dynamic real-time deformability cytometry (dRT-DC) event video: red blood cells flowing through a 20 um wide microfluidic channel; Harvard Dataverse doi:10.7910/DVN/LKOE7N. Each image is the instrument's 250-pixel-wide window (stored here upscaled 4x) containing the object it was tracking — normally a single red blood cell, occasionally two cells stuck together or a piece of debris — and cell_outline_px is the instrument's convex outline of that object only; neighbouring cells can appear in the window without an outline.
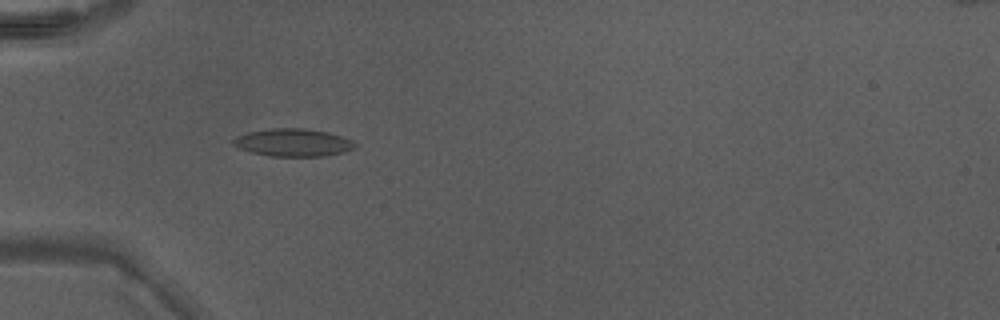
{"species": "Egyptian fruit bat (a non-hibernating species)", "species_latin": "Rousettus aegyptiacus", "temperature_condition": "warm", "stored_images_in_passage": 43, "camera_frame_rate_fps": 3000, "um_per_image_px": 0.085, "animal": {"sex": "male"}, "frame": {"image": 1, "passage_image": 11, "time_ms": 3.333, "image_size_px": [1000, 320], "cell_outline_px": [[356, 148], [344, 152], [324, 156], [268, 156], [252, 152], [240, 148], [232, 144], [232, 140], [236, 136], [248, 132], [272, 128], [304, 128], [328, 132], [352, 140], [356, 144]], "centroid_in_image_um": [24.92, 12.11], "position_along_channel_um": 60.1, "area_um2": 19.65}}
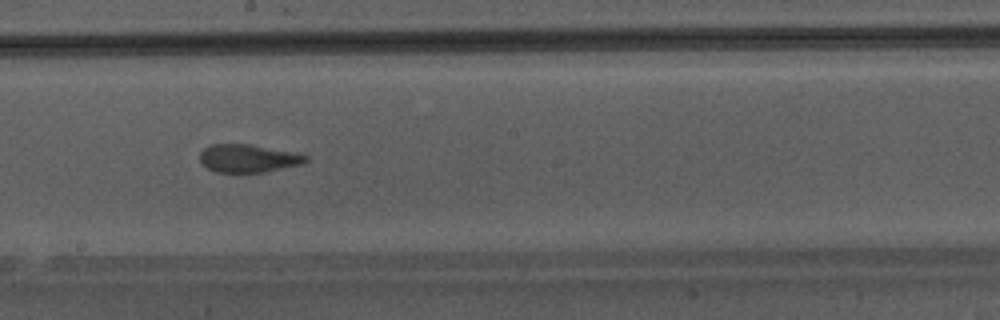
{"frame": {"image": 2, "passage_image": 23, "time_ms": 7.333, "image_size_px": [1000, 320], "cell_outline_px": [[308, 160], [300, 164], [264, 172], [216, 172], [208, 168], [200, 160], [200, 152], [208, 144], [248, 144], [292, 152], [308, 156]], "centroid_in_image_um": [21.05, 13.45], "position_along_channel_um": 227.1, "area_um2": 16.99}}
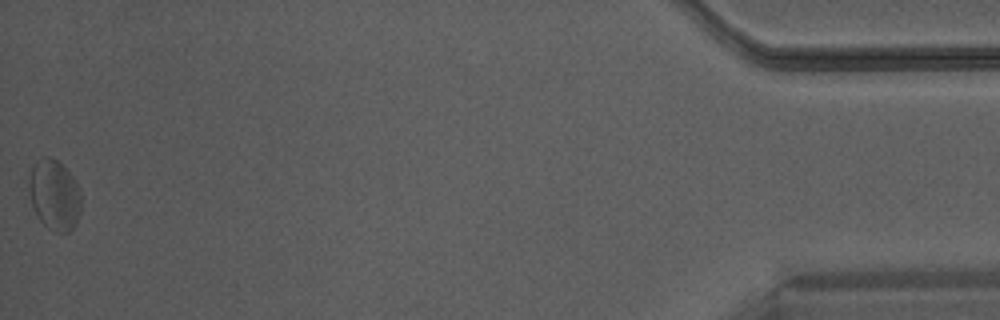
{"frame": {"image": 3, "passage_image": 43, "time_ms": 14.0, "image_size_px": [1000, 320], "cell_outline_px": [[80, 212], [76, 224], [68, 232], [60, 232], [48, 228], [40, 220], [32, 204], [28, 188], [28, 180], [32, 164], [44, 156], [48, 156], [56, 160], [76, 180], [80, 188]], "centroid_in_image_um": [4.62, 16.55], "position_along_channel_um": 430.6, "area_um2": 21.33}}